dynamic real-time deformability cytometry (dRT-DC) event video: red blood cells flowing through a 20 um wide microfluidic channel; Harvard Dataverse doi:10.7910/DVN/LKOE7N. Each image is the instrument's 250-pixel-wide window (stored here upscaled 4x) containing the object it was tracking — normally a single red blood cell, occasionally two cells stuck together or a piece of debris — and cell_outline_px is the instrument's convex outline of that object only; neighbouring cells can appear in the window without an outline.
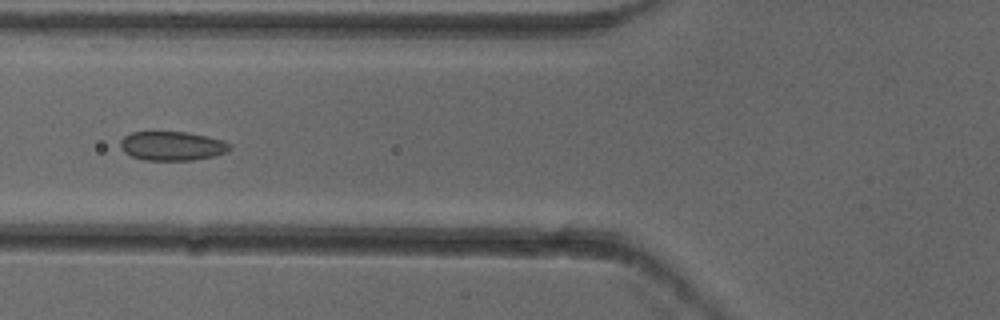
{"species": "common noctule bat (a hibernating species)", "species_latin": "Nyctalus noctula", "temperature_condition": "cold", "stored_images_in_passage": 5, "camera_frame_rate_fps": 3000, "um_per_image_px": 0.085, "animal": {"sex": "female"}, "frame": {"image": 1, "passage_image": 5, "time_ms": 1.333, "image_size_px": [1000, 320], "cell_outline_px": [[232, 148], [224, 152], [212, 156], [192, 160], [144, 160], [132, 156], [124, 152], [120, 148], [120, 140], [124, 136], [132, 132], [188, 132], [224, 140], [232, 144]], "centroid_in_image_um": [14.62, 12.4], "position_along_channel_um": 111.2, "area_um2": 18.55}}